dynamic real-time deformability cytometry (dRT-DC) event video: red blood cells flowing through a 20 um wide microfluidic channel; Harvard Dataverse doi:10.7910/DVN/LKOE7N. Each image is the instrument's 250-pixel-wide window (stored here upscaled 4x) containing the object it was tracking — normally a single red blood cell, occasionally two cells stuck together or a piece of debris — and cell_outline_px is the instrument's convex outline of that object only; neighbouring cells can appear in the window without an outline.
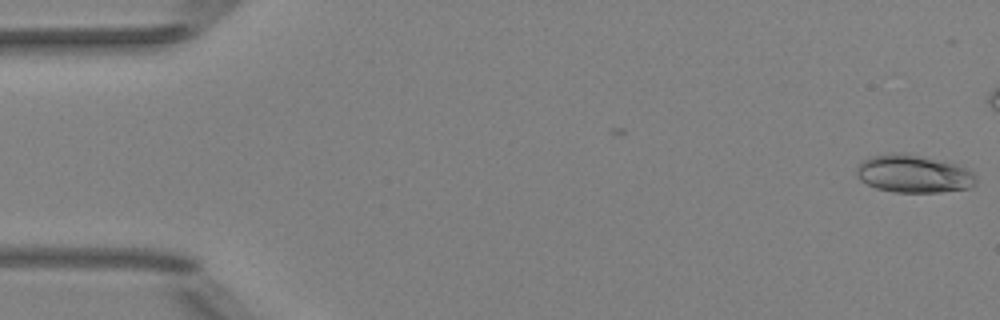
{"species": "Egyptian fruit bat (a non-hibernating species)", "species_latin": "Rousettus aegyptiacus", "temperature_condition": "room temperature", "stored_images_in_passage": 12, "camera_frame_rate_fps": 3000, "um_per_image_px": 0.085, "animal": {"sex": "female"}, "frame": {"image": 1, "passage_image": 1, "time_ms": 0.0, "image_size_px": [1000, 320], "cell_outline_px": [[976, 180], [968, 188], [940, 192], [892, 192], [876, 188], [860, 180], [856, 176], [856, 168], [864, 160], [872, 156], [896, 152], [960, 164], [972, 172], [976, 176]], "centroid_in_image_um": [77.64, 14.78], "position_along_channel_um": 7.4, "area_um2": 26.07}}